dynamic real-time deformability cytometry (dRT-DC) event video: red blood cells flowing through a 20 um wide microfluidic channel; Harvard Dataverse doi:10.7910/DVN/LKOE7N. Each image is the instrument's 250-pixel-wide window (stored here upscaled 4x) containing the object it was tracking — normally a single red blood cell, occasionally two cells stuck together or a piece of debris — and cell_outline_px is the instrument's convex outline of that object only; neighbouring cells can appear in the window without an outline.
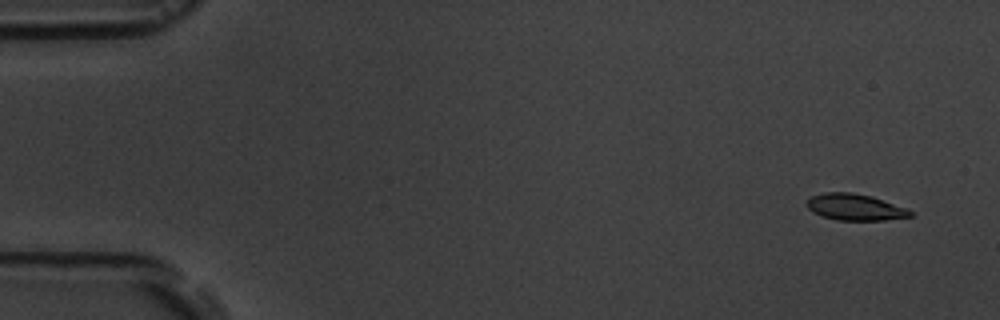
{"species": "common noctule bat (a hibernating species)", "species_latin": "Nyctalus noctula", "temperature_condition": "room temperature", "stored_images_in_passage": 5, "camera_frame_rate_fps": 3000, "um_per_image_px": 0.085, "animal": {"sex": "male", "body_mass_g": 19.5, "forearm_length_mm": 54.6}, "frame": {"image": 1, "passage_image": 1, "time_ms": 0.0, "image_size_px": [1000, 320], "cell_outline_px": [[912, 216], [884, 220], [836, 220], [820, 216], [812, 212], [804, 204], [812, 196], [824, 192], [852, 192], [872, 196], [908, 208], [912, 212]], "centroid_in_image_um": [72.66, 17.6], "position_along_channel_um": 12.3, "area_um2": 16.13}}
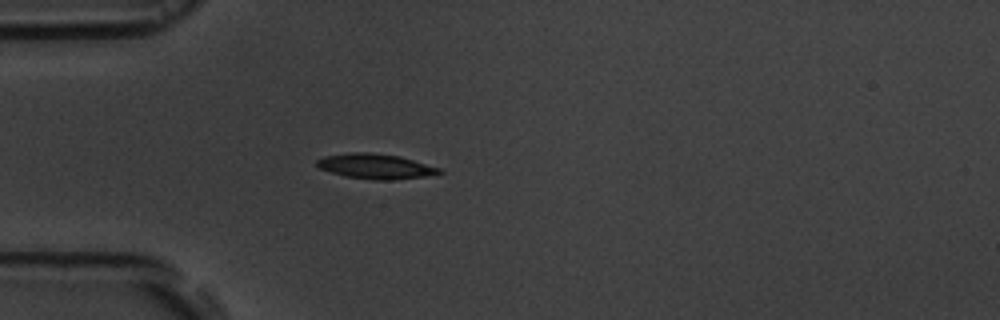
{"frame": {"image": 2, "passage_image": 5, "time_ms": 4.333, "image_size_px": [1000, 320], "cell_outline_px": [[444, 172], [424, 176], [396, 180], [376, 180], [344, 176], [320, 168], [316, 164], [316, 160], [324, 156], [352, 152], [368, 152], [400, 156], [440, 168]], "centroid_in_image_um": [31.92, 14.13], "position_along_channel_um": 53.1, "area_um2": 17.74}}